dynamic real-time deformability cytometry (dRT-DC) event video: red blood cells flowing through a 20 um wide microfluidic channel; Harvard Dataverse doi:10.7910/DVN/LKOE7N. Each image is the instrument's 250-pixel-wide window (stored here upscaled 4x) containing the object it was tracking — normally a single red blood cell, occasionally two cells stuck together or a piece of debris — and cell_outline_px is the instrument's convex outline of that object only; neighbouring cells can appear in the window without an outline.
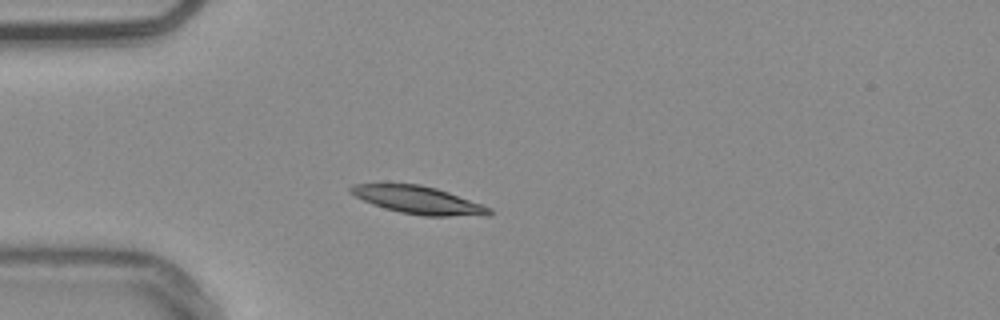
{"species": "common noctule bat (a hibernating species)", "species_latin": "Nyctalus noctula", "temperature_condition": "warm", "stored_images_in_passage": 40, "camera_frame_rate_fps": 3000, "um_per_image_px": 0.085, "animal": {"sex": "male", "body_mass_g": 20.4}, "frame": {"image": 1, "passage_image": 1, "time_ms": 0.0, "image_size_px": [1000, 320], "cell_outline_px": [[492, 212], [488, 216], [424, 216], [400, 212], [384, 208], [372, 204], [348, 192], [348, 188], [352, 184], [420, 184], [436, 188], [448, 192], [492, 208]], "centroid_in_image_um": [35.57, 17.01], "position_along_channel_um": 49.4, "area_um2": 22.31}}
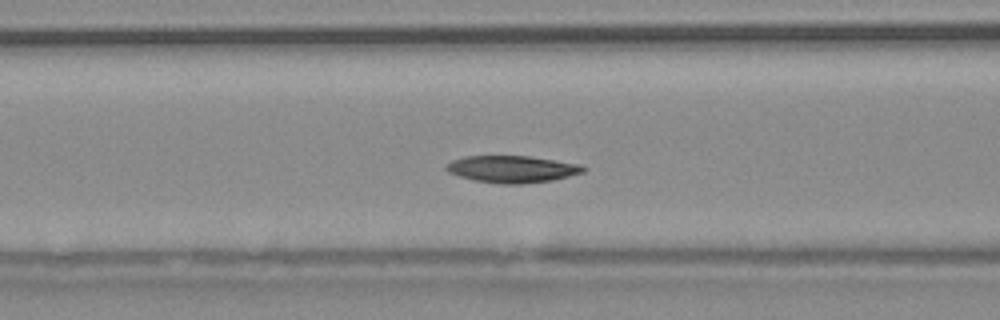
{"frame": {"image": 2, "passage_image": 8, "time_ms": 2.333, "image_size_px": [1000, 320], "cell_outline_px": [[588, 168], [584, 172], [552, 180], [520, 184], [500, 184], [472, 180], [448, 172], [444, 168], [444, 164], [452, 160], [464, 156], [528, 156], [580, 164]], "centroid_in_image_um": [43.49, 14.37], "position_along_channel_um": 123.1, "area_um2": 21.62}}
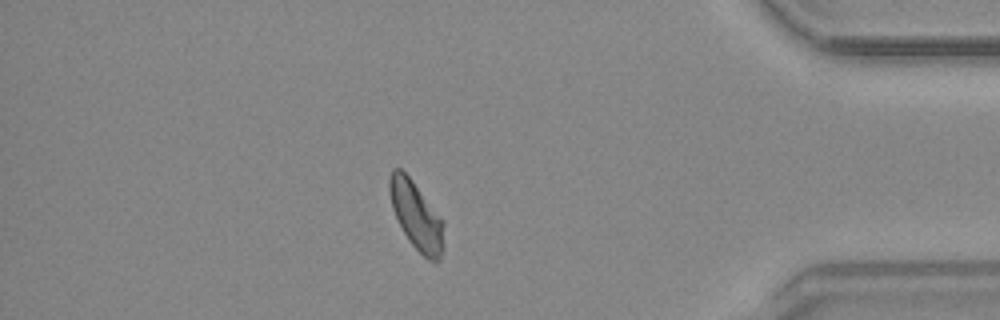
{"frame": {"image": 3, "passage_image": 33, "time_ms": 10.667, "image_size_px": [1000, 320], "cell_outline_px": [[444, 248], [440, 260], [428, 260], [408, 240], [392, 208], [388, 188], [388, 180], [392, 168], [400, 168], [412, 180], [444, 220]], "centroid_in_image_um": [35.4, 18.32], "position_along_channel_um": 399.8, "area_um2": 21.56}, "authors_computed_cell_mechanics": {"area_um2": 21.3282, "velocity_mm_per_s": 3.735, "shape_relaxation_time_tau1_ms": 3.7547, "shape_relaxation_time_tau2_ms": null, "deformation_change_tau1": 0.1394, "deformation_change_tau2": null}}